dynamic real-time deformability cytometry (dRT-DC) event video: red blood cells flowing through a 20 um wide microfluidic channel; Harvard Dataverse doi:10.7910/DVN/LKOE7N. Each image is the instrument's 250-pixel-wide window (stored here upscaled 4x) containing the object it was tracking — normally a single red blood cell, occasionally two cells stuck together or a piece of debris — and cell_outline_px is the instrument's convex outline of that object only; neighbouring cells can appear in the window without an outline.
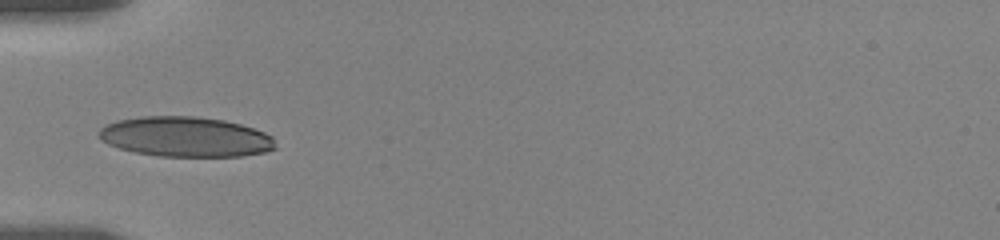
{"species": "human", "species_latin": "Homo sapiens", "temperature_condition": "room temperature", "stored_images_in_passage": 44, "camera_frame_rate_fps": 3000, "um_per_image_px": 0.085, "donor": {"sex": "female"}, "frame": {"image": 1, "passage_image": 1, "time_ms": 0.0, "image_size_px": [1000, 240], "cell_outline_px": [[276, 148], [264, 152], [240, 156], [160, 156], [136, 152], [120, 148], [108, 144], [100, 140], [96, 132], [104, 124], [116, 120], [144, 116], [196, 116], [224, 120], [240, 124], [264, 132], [272, 136]], "centroid_in_image_um": [15.72, 11.62], "position_along_channel_um": 69.3, "area_um2": 41.27}}
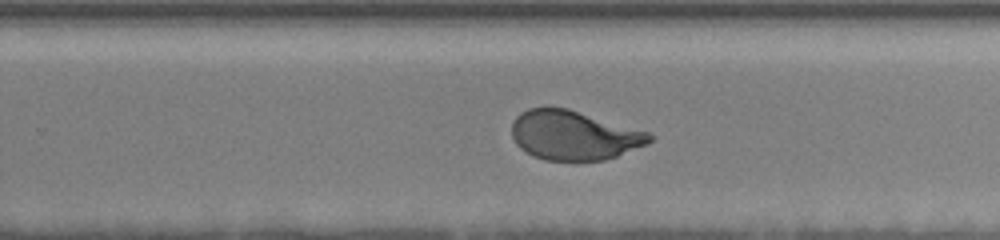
{"frame": {"image": 2, "passage_image": 18, "time_ms": 6.0, "image_size_px": [1000, 240], "cell_outline_px": [[656, 136], [648, 144], [616, 156], [604, 160], [544, 160], [532, 156], [520, 148], [516, 144], [512, 136], [512, 120], [520, 112], [528, 108], [568, 108], [648, 132]], "centroid_in_image_um": [48.76, 11.5], "position_along_channel_um": 281.0, "area_um2": 39.59}}
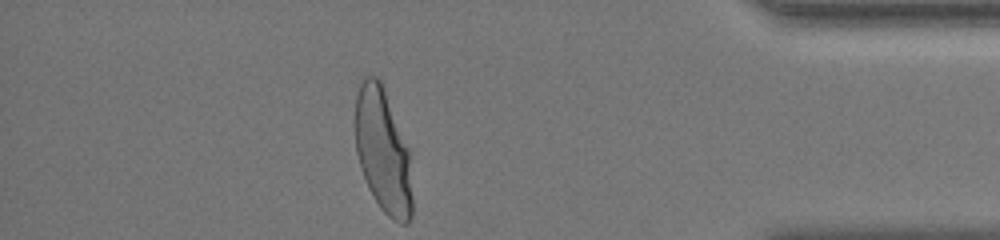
{"frame": {"image": 3, "passage_image": 44, "time_ms": 10.333, "image_size_px": [1000, 240], "cell_outline_px": [[412, 216], [408, 224], [400, 224], [392, 220], [380, 208], [372, 196], [368, 188], [360, 168], [356, 152], [352, 124], [356, 96], [360, 84], [364, 76], [376, 76], [380, 80], [412, 152]], "centroid_in_image_um": [32.55, 12.84], "position_along_channel_um": 402.6, "area_um2": 43.06}, "authors_computed_cell_mechanics": {"area_um2": 40.8935, "velocity_mm_per_s": 3.5309, "shape_relaxation_time_tau1_ms": 3.6377, "shape_relaxation_time_tau2_ms": null, "deformation_change_tau1": 0.1646, "deformation_change_tau2": null}}